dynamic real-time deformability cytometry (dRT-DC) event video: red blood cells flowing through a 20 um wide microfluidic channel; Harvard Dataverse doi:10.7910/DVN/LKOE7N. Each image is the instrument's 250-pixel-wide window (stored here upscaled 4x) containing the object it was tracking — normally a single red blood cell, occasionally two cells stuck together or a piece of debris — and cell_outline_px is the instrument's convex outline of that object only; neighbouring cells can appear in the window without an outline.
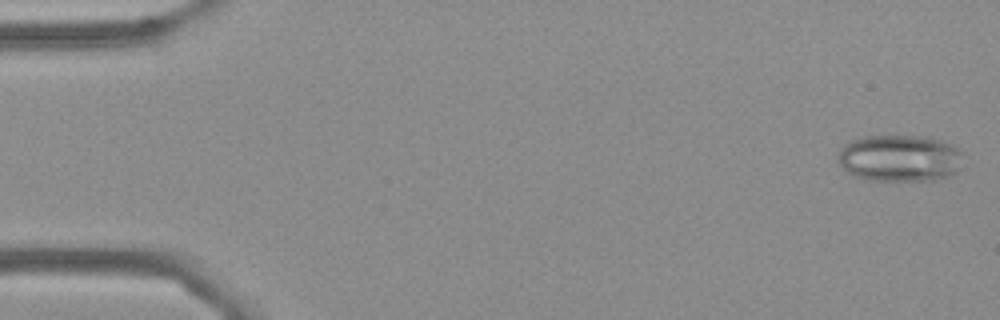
{"species": "Egyptian fruit bat (a non-hibernating species)", "species_latin": "Rousettus aegyptiacus", "temperature_condition": "cold", "stored_images_in_passage": 56, "camera_frame_rate_fps": 3000, "um_per_image_px": 0.085, "frame": {"image": 1, "passage_image": 2, "time_ms": 0.333, "image_size_px": [1000, 320], "cell_outline_px": [[960, 168], [956, 172], [948, 176], [932, 180], [868, 180], [852, 176], [836, 160], [840, 148], [848, 140], [864, 136], [928, 136], [940, 140], [956, 148], [960, 152]], "centroid_in_image_um": [76.4, 13.44], "position_along_channel_um": 8.6, "area_um2": 34.22}}
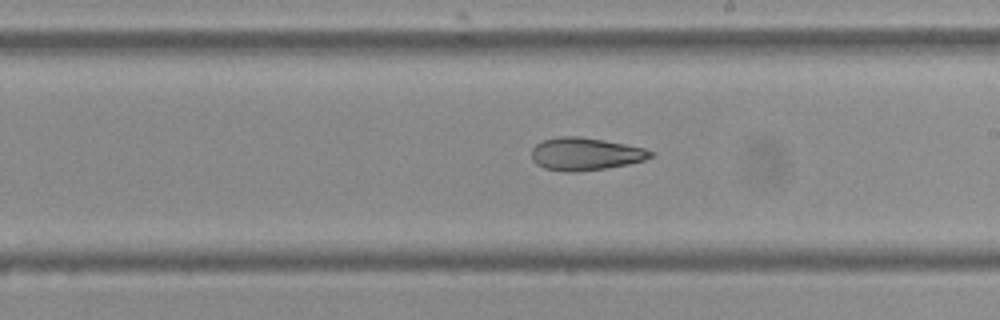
{"frame": {"image": 2, "passage_image": 32, "time_ms": 10.333, "image_size_px": [1000, 320], "cell_outline_px": [[656, 152], [652, 156], [644, 160], [628, 164], [604, 168], [576, 172], [568, 172], [544, 168], [536, 164], [532, 160], [532, 148], [536, 144], [544, 140], [560, 136], [580, 136], [604, 140], [644, 148]], "centroid_in_image_um": [49.75, 13.08], "position_along_channel_um": 239.3, "area_um2": 22.6}}
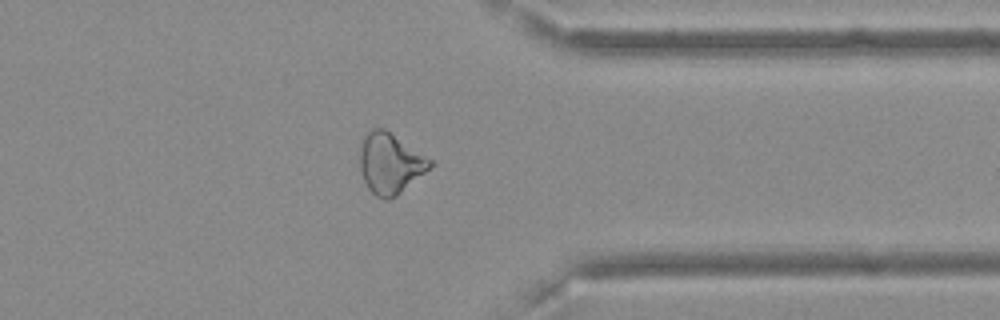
{"frame": {"image": 3, "passage_image": 44, "time_ms": 14.333, "image_size_px": [1000, 320], "cell_outline_px": [[436, 164], [396, 196], [388, 200], [384, 200], [376, 196], [368, 188], [364, 180], [360, 168], [360, 144], [364, 132], [368, 128], [384, 128], [432, 160]], "centroid_in_image_um": [33.15, 13.87], "position_along_channel_um": 378.3, "area_um2": 24.97}, "authors_computed_cell_mechanics": {"area_um2": 25.9233, "velocity_mm_per_s": 3.6467, "shape_relaxation_time_tau1_ms": null, "shape_relaxation_time_tau2_ms": 4.7797, "deformation_change_tau1": null, "deformation_change_tau2": 0.1203}}